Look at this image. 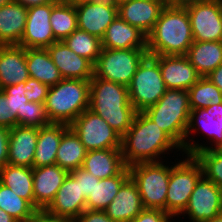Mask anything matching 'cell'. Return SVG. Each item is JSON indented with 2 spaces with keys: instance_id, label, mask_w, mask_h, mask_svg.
I'll list each match as a JSON object with an SVG mask.
<instances>
[{
  "instance_id": "cell-6",
  "label": "cell",
  "mask_w": 222,
  "mask_h": 222,
  "mask_svg": "<svg viewBox=\"0 0 222 222\" xmlns=\"http://www.w3.org/2000/svg\"><path fill=\"white\" fill-rule=\"evenodd\" d=\"M187 157V158H186ZM173 165L170 164L169 184L166 195V213L173 217H181L186 209L190 196L203 176L202 168L194 156H186Z\"/></svg>"
},
{
  "instance_id": "cell-45",
  "label": "cell",
  "mask_w": 222,
  "mask_h": 222,
  "mask_svg": "<svg viewBox=\"0 0 222 222\" xmlns=\"http://www.w3.org/2000/svg\"><path fill=\"white\" fill-rule=\"evenodd\" d=\"M9 129L0 126V169L8 161Z\"/></svg>"
},
{
  "instance_id": "cell-40",
  "label": "cell",
  "mask_w": 222,
  "mask_h": 222,
  "mask_svg": "<svg viewBox=\"0 0 222 222\" xmlns=\"http://www.w3.org/2000/svg\"><path fill=\"white\" fill-rule=\"evenodd\" d=\"M49 86L46 84H42L36 79L28 78L26 80V91H24V95L31 102H37L40 104H44L46 101V97L48 95Z\"/></svg>"
},
{
  "instance_id": "cell-7",
  "label": "cell",
  "mask_w": 222,
  "mask_h": 222,
  "mask_svg": "<svg viewBox=\"0 0 222 222\" xmlns=\"http://www.w3.org/2000/svg\"><path fill=\"white\" fill-rule=\"evenodd\" d=\"M170 163H137L129 166L130 177L136 183L144 208L166 212V195L170 176Z\"/></svg>"
},
{
  "instance_id": "cell-30",
  "label": "cell",
  "mask_w": 222,
  "mask_h": 222,
  "mask_svg": "<svg viewBox=\"0 0 222 222\" xmlns=\"http://www.w3.org/2000/svg\"><path fill=\"white\" fill-rule=\"evenodd\" d=\"M0 182L34 207L33 168L7 163L0 169Z\"/></svg>"
},
{
  "instance_id": "cell-34",
  "label": "cell",
  "mask_w": 222,
  "mask_h": 222,
  "mask_svg": "<svg viewBox=\"0 0 222 222\" xmlns=\"http://www.w3.org/2000/svg\"><path fill=\"white\" fill-rule=\"evenodd\" d=\"M63 42L77 55L86 58L93 65L97 62L102 50L100 38L77 28Z\"/></svg>"
},
{
  "instance_id": "cell-50",
  "label": "cell",
  "mask_w": 222,
  "mask_h": 222,
  "mask_svg": "<svg viewBox=\"0 0 222 222\" xmlns=\"http://www.w3.org/2000/svg\"><path fill=\"white\" fill-rule=\"evenodd\" d=\"M0 222H18L11 215L0 209Z\"/></svg>"
},
{
  "instance_id": "cell-13",
  "label": "cell",
  "mask_w": 222,
  "mask_h": 222,
  "mask_svg": "<svg viewBox=\"0 0 222 222\" xmlns=\"http://www.w3.org/2000/svg\"><path fill=\"white\" fill-rule=\"evenodd\" d=\"M220 213H222V189L202 176L181 216L187 215L190 222H204Z\"/></svg>"
},
{
  "instance_id": "cell-32",
  "label": "cell",
  "mask_w": 222,
  "mask_h": 222,
  "mask_svg": "<svg viewBox=\"0 0 222 222\" xmlns=\"http://www.w3.org/2000/svg\"><path fill=\"white\" fill-rule=\"evenodd\" d=\"M129 177L130 171L126 167L119 175L96 181L95 188L86 199V209L104 211Z\"/></svg>"
},
{
  "instance_id": "cell-21",
  "label": "cell",
  "mask_w": 222,
  "mask_h": 222,
  "mask_svg": "<svg viewBox=\"0 0 222 222\" xmlns=\"http://www.w3.org/2000/svg\"><path fill=\"white\" fill-rule=\"evenodd\" d=\"M39 128L16 125L9 129L8 164L33 168Z\"/></svg>"
},
{
  "instance_id": "cell-51",
  "label": "cell",
  "mask_w": 222,
  "mask_h": 222,
  "mask_svg": "<svg viewBox=\"0 0 222 222\" xmlns=\"http://www.w3.org/2000/svg\"><path fill=\"white\" fill-rule=\"evenodd\" d=\"M68 2H71L74 5L82 4V3H88V2H98L102 0H66Z\"/></svg>"
},
{
  "instance_id": "cell-36",
  "label": "cell",
  "mask_w": 222,
  "mask_h": 222,
  "mask_svg": "<svg viewBox=\"0 0 222 222\" xmlns=\"http://www.w3.org/2000/svg\"><path fill=\"white\" fill-rule=\"evenodd\" d=\"M0 209L11 215L18 222H26L38 212L27 200L16 195L1 182Z\"/></svg>"
},
{
  "instance_id": "cell-15",
  "label": "cell",
  "mask_w": 222,
  "mask_h": 222,
  "mask_svg": "<svg viewBox=\"0 0 222 222\" xmlns=\"http://www.w3.org/2000/svg\"><path fill=\"white\" fill-rule=\"evenodd\" d=\"M52 3L27 8V21L18 45L46 49L56 42L50 25Z\"/></svg>"
},
{
  "instance_id": "cell-52",
  "label": "cell",
  "mask_w": 222,
  "mask_h": 222,
  "mask_svg": "<svg viewBox=\"0 0 222 222\" xmlns=\"http://www.w3.org/2000/svg\"><path fill=\"white\" fill-rule=\"evenodd\" d=\"M204 222H222V213Z\"/></svg>"
},
{
  "instance_id": "cell-33",
  "label": "cell",
  "mask_w": 222,
  "mask_h": 222,
  "mask_svg": "<svg viewBox=\"0 0 222 222\" xmlns=\"http://www.w3.org/2000/svg\"><path fill=\"white\" fill-rule=\"evenodd\" d=\"M50 25L57 41H63L78 28L75 5L66 0H54Z\"/></svg>"
},
{
  "instance_id": "cell-29",
  "label": "cell",
  "mask_w": 222,
  "mask_h": 222,
  "mask_svg": "<svg viewBox=\"0 0 222 222\" xmlns=\"http://www.w3.org/2000/svg\"><path fill=\"white\" fill-rule=\"evenodd\" d=\"M26 65L30 78L49 87L56 85L63 79L47 49L26 48Z\"/></svg>"
},
{
  "instance_id": "cell-44",
  "label": "cell",
  "mask_w": 222,
  "mask_h": 222,
  "mask_svg": "<svg viewBox=\"0 0 222 222\" xmlns=\"http://www.w3.org/2000/svg\"><path fill=\"white\" fill-rule=\"evenodd\" d=\"M73 222H115V221L111 220L104 211L86 209Z\"/></svg>"
},
{
  "instance_id": "cell-5",
  "label": "cell",
  "mask_w": 222,
  "mask_h": 222,
  "mask_svg": "<svg viewBox=\"0 0 222 222\" xmlns=\"http://www.w3.org/2000/svg\"><path fill=\"white\" fill-rule=\"evenodd\" d=\"M190 112L188 90L179 89H167L156 104L143 111L181 148L184 145Z\"/></svg>"
},
{
  "instance_id": "cell-23",
  "label": "cell",
  "mask_w": 222,
  "mask_h": 222,
  "mask_svg": "<svg viewBox=\"0 0 222 222\" xmlns=\"http://www.w3.org/2000/svg\"><path fill=\"white\" fill-rule=\"evenodd\" d=\"M28 78L26 48L18 44L0 45V89Z\"/></svg>"
},
{
  "instance_id": "cell-18",
  "label": "cell",
  "mask_w": 222,
  "mask_h": 222,
  "mask_svg": "<svg viewBox=\"0 0 222 222\" xmlns=\"http://www.w3.org/2000/svg\"><path fill=\"white\" fill-rule=\"evenodd\" d=\"M63 79L90 80L94 65L73 52L63 41H56L46 48Z\"/></svg>"
},
{
  "instance_id": "cell-17",
  "label": "cell",
  "mask_w": 222,
  "mask_h": 222,
  "mask_svg": "<svg viewBox=\"0 0 222 222\" xmlns=\"http://www.w3.org/2000/svg\"><path fill=\"white\" fill-rule=\"evenodd\" d=\"M167 89L188 90L201 76L185 55H152Z\"/></svg>"
},
{
  "instance_id": "cell-43",
  "label": "cell",
  "mask_w": 222,
  "mask_h": 222,
  "mask_svg": "<svg viewBox=\"0 0 222 222\" xmlns=\"http://www.w3.org/2000/svg\"><path fill=\"white\" fill-rule=\"evenodd\" d=\"M9 99L2 89H0V126L11 129L17 125L16 119L9 112Z\"/></svg>"
},
{
  "instance_id": "cell-4",
  "label": "cell",
  "mask_w": 222,
  "mask_h": 222,
  "mask_svg": "<svg viewBox=\"0 0 222 222\" xmlns=\"http://www.w3.org/2000/svg\"><path fill=\"white\" fill-rule=\"evenodd\" d=\"M90 104V80L62 79L51 86L44 103L51 123L70 125Z\"/></svg>"
},
{
  "instance_id": "cell-3",
  "label": "cell",
  "mask_w": 222,
  "mask_h": 222,
  "mask_svg": "<svg viewBox=\"0 0 222 222\" xmlns=\"http://www.w3.org/2000/svg\"><path fill=\"white\" fill-rule=\"evenodd\" d=\"M89 109L123 136L137 113L129 99L128 87L93 75L90 79Z\"/></svg>"
},
{
  "instance_id": "cell-54",
  "label": "cell",
  "mask_w": 222,
  "mask_h": 222,
  "mask_svg": "<svg viewBox=\"0 0 222 222\" xmlns=\"http://www.w3.org/2000/svg\"><path fill=\"white\" fill-rule=\"evenodd\" d=\"M112 2H114L115 4H119L120 2L126 1V0H111Z\"/></svg>"
},
{
  "instance_id": "cell-22",
  "label": "cell",
  "mask_w": 222,
  "mask_h": 222,
  "mask_svg": "<svg viewBox=\"0 0 222 222\" xmlns=\"http://www.w3.org/2000/svg\"><path fill=\"white\" fill-rule=\"evenodd\" d=\"M144 209L136 183L129 177L104 212L115 222H130Z\"/></svg>"
},
{
  "instance_id": "cell-25",
  "label": "cell",
  "mask_w": 222,
  "mask_h": 222,
  "mask_svg": "<svg viewBox=\"0 0 222 222\" xmlns=\"http://www.w3.org/2000/svg\"><path fill=\"white\" fill-rule=\"evenodd\" d=\"M127 166L121 148L87 151L82 168L99 179L119 175Z\"/></svg>"
},
{
  "instance_id": "cell-41",
  "label": "cell",
  "mask_w": 222,
  "mask_h": 222,
  "mask_svg": "<svg viewBox=\"0 0 222 222\" xmlns=\"http://www.w3.org/2000/svg\"><path fill=\"white\" fill-rule=\"evenodd\" d=\"M69 174L76 181H80L81 193L84 194L86 199L95 188L96 181H100L99 178L90 174L87 170L83 169L82 167L78 168L77 170L69 172Z\"/></svg>"
},
{
  "instance_id": "cell-10",
  "label": "cell",
  "mask_w": 222,
  "mask_h": 222,
  "mask_svg": "<svg viewBox=\"0 0 222 222\" xmlns=\"http://www.w3.org/2000/svg\"><path fill=\"white\" fill-rule=\"evenodd\" d=\"M147 54V48H102L94 65V75L128 87L138 65Z\"/></svg>"
},
{
  "instance_id": "cell-2",
  "label": "cell",
  "mask_w": 222,
  "mask_h": 222,
  "mask_svg": "<svg viewBox=\"0 0 222 222\" xmlns=\"http://www.w3.org/2000/svg\"><path fill=\"white\" fill-rule=\"evenodd\" d=\"M194 39L186 7H164L147 35L149 55H186Z\"/></svg>"
},
{
  "instance_id": "cell-24",
  "label": "cell",
  "mask_w": 222,
  "mask_h": 222,
  "mask_svg": "<svg viewBox=\"0 0 222 222\" xmlns=\"http://www.w3.org/2000/svg\"><path fill=\"white\" fill-rule=\"evenodd\" d=\"M101 41L102 48L107 49L147 48V36L119 16L107 27Z\"/></svg>"
},
{
  "instance_id": "cell-38",
  "label": "cell",
  "mask_w": 222,
  "mask_h": 222,
  "mask_svg": "<svg viewBox=\"0 0 222 222\" xmlns=\"http://www.w3.org/2000/svg\"><path fill=\"white\" fill-rule=\"evenodd\" d=\"M51 124L44 104L27 102L23 114H17V125L41 128Z\"/></svg>"
},
{
  "instance_id": "cell-48",
  "label": "cell",
  "mask_w": 222,
  "mask_h": 222,
  "mask_svg": "<svg viewBox=\"0 0 222 222\" xmlns=\"http://www.w3.org/2000/svg\"><path fill=\"white\" fill-rule=\"evenodd\" d=\"M53 1L54 0H13V2L22 4L26 8L52 3Z\"/></svg>"
},
{
  "instance_id": "cell-9",
  "label": "cell",
  "mask_w": 222,
  "mask_h": 222,
  "mask_svg": "<svg viewBox=\"0 0 222 222\" xmlns=\"http://www.w3.org/2000/svg\"><path fill=\"white\" fill-rule=\"evenodd\" d=\"M205 133L209 144L199 143L191 135ZM193 133V134H192ZM214 144V145H213ZM222 146V103L213 104L201 109H191L189 124L185 134L184 145L181 148L183 155L193 156L199 151L219 149Z\"/></svg>"
},
{
  "instance_id": "cell-26",
  "label": "cell",
  "mask_w": 222,
  "mask_h": 222,
  "mask_svg": "<svg viewBox=\"0 0 222 222\" xmlns=\"http://www.w3.org/2000/svg\"><path fill=\"white\" fill-rule=\"evenodd\" d=\"M70 126L62 123H51L39 128L33 167L56 164L57 150L63 133Z\"/></svg>"
},
{
  "instance_id": "cell-47",
  "label": "cell",
  "mask_w": 222,
  "mask_h": 222,
  "mask_svg": "<svg viewBox=\"0 0 222 222\" xmlns=\"http://www.w3.org/2000/svg\"><path fill=\"white\" fill-rule=\"evenodd\" d=\"M206 77L222 92V63Z\"/></svg>"
},
{
  "instance_id": "cell-39",
  "label": "cell",
  "mask_w": 222,
  "mask_h": 222,
  "mask_svg": "<svg viewBox=\"0 0 222 222\" xmlns=\"http://www.w3.org/2000/svg\"><path fill=\"white\" fill-rule=\"evenodd\" d=\"M6 97L9 99V112L17 121V114H23L25 103L29 102L24 91H26V81L16 85H10L2 88Z\"/></svg>"
},
{
  "instance_id": "cell-16",
  "label": "cell",
  "mask_w": 222,
  "mask_h": 222,
  "mask_svg": "<svg viewBox=\"0 0 222 222\" xmlns=\"http://www.w3.org/2000/svg\"><path fill=\"white\" fill-rule=\"evenodd\" d=\"M75 8L78 28L100 39L118 16L117 4L111 0L77 4Z\"/></svg>"
},
{
  "instance_id": "cell-27",
  "label": "cell",
  "mask_w": 222,
  "mask_h": 222,
  "mask_svg": "<svg viewBox=\"0 0 222 222\" xmlns=\"http://www.w3.org/2000/svg\"><path fill=\"white\" fill-rule=\"evenodd\" d=\"M27 21V8L12 2L0 7V45L19 44Z\"/></svg>"
},
{
  "instance_id": "cell-31",
  "label": "cell",
  "mask_w": 222,
  "mask_h": 222,
  "mask_svg": "<svg viewBox=\"0 0 222 222\" xmlns=\"http://www.w3.org/2000/svg\"><path fill=\"white\" fill-rule=\"evenodd\" d=\"M87 150L77 134L69 127L62 135L57 150L56 164L68 172L82 167Z\"/></svg>"
},
{
  "instance_id": "cell-55",
  "label": "cell",
  "mask_w": 222,
  "mask_h": 222,
  "mask_svg": "<svg viewBox=\"0 0 222 222\" xmlns=\"http://www.w3.org/2000/svg\"><path fill=\"white\" fill-rule=\"evenodd\" d=\"M218 150L222 153V146Z\"/></svg>"
},
{
  "instance_id": "cell-46",
  "label": "cell",
  "mask_w": 222,
  "mask_h": 222,
  "mask_svg": "<svg viewBox=\"0 0 222 222\" xmlns=\"http://www.w3.org/2000/svg\"><path fill=\"white\" fill-rule=\"evenodd\" d=\"M26 222H70V221L51 217L45 214L43 211H41L37 212L33 217L28 219Z\"/></svg>"
},
{
  "instance_id": "cell-8",
  "label": "cell",
  "mask_w": 222,
  "mask_h": 222,
  "mask_svg": "<svg viewBox=\"0 0 222 222\" xmlns=\"http://www.w3.org/2000/svg\"><path fill=\"white\" fill-rule=\"evenodd\" d=\"M166 90L158 61L147 54L128 86L130 103L137 112H143L156 104Z\"/></svg>"
},
{
  "instance_id": "cell-19",
  "label": "cell",
  "mask_w": 222,
  "mask_h": 222,
  "mask_svg": "<svg viewBox=\"0 0 222 222\" xmlns=\"http://www.w3.org/2000/svg\"><path fill=\"white\" fill-rule=\"evenodd\" d=\"M68 174L57 164L33 167L34 208L38 212L51 203Z\"/></svg>"
},
{
  "instance_id": "cell-42",
  "label": "cell",
  "mask_w": 222,
  "mask_h": 222,
  "mask_svg": "<svg viewBox=\"0 0 222 222\" xmlns=\"http://www.w3.org/2000/svg\"><path fill=\"white\" fill-rule=\"evenodd\" d=\"M173 219L164 210L144 208L132 221L130 222H172Z\"/></svg>"
},
{
  "instance_id": "cell-20",
  "label": "cell",
  "mask_w": 222,
  "mask_h": 222,
  "mask_svg": "<svg viewBox=\"0 0 222 222\" xmlns=\"http://www.w3.org/2000/svg\"><path fill=\"white\" fill-rule=\"evenodd\" d=\"M165 6L160 0H126L117 4L118 16L146 36Z\"/></svg>"
},
{
  "instance_id": "cell-53",
  "label": "cell",
  "mask_w": 222,
  "mask_h": 222,
  "mask_svg": "<svg viewBox=\"0 0 222 222\" xmlns=\"http://www.w3.org/2000/svg\"><path fill=\"white\" fill-rule=\"evenodd\" d=\"M13 0H0V7L9 3H12Z\"/></svg>"
},
{
  "instance_id": "cell-28",
  "label": "cell",
  "mask_w": 222,
  "mask_h": 222,
  "mask_svg": "<svg viewBox=\"0 0 222 222\" xmlns=\"http://www.w3.org/2000/svg\"><path fill=\"white\" fill-rule=\"evenodd\" d=\"M185 56L206 77L222 63V41H194Z\"/></svg>"
},
{
  "instance_id": "cell-37",
  "label": "cell",
  "mask_w": 222,
  "mask_h": 222,
  "mask_svg": "<svg viewBox=\"0 0 222 222\" xmlns=\"http://www.w3.org/2000/svg\"><path fill=\"white\" fill-rule=\"evenodd\" d=\"M193 156L201 165L203 176L222 189V153L211 149L199 151Z\"/></svg>"
},
{
  "instance_id": "cell-35",
  "label": "cell",
  "mask_w": 222,
  "mask_h": 222,
  "mask_svg": "<svg viewBox=\"0 0 222 222\" xmlns=\"http://www.w3.org/2000/svg\"><path fill=\"white\" fill-rule=\"evenodd\" d=\"M191 109H201L222 103V92L207 77H201L188 89Z\"/></svg>"
},
{
  "instance_id": "cell-11",
  "label": "cell",
  "mask_w": 222,
  "mask_h": 222,
  "mask_svg": "<svg viewBox=\"0 0 222 222\" xmlns=\"http://www.w3.org/2000/svg\"><path fill=\"white\" fill-rule=\"evenodd\" d=\"M69 126L80 138L87 151L122 147V136L89 108Z\"/></svg>"
},
{
  "instance_id": "cell-14",
  "label": "cell",
  "mask_w": 222,
  "mask_h": 222,
  "mask_svg": "<svg viewBox=\"0 0 222 222\" xmlns=\"http://www.w3.org/2000/svg\"><path fill=\"white\" fill-rule=\"evenodd\" d=\"M85 210L86 198L81 193L80 181L68 174L56 196L43 212L51 217L73 222Z\"/></svg>"
},
{
  "instance_id": "cell-49",
  "label": "cell",
  "mask_w": 222,
  "mask_h": 222,
  "mask_svg": "<svg viewBox=\"0 0 222 222\" xmlns=\"http://www.w3.org/2000/svg\"><path fill=\"white\" fill-rule=\"evenodd\" d=\"M165 7H185L197 0H160Z\"/></svg>"
},
{
  "instance_id": "cell-1",
  "label": "cell",
  "mask_w": 222,
  "mask_h": 222,
  "mask_svg": "<svg viewBox=\"0 0 222 222\" xmlns=\"http://www.w3.org/2000/svg\"><path fill=\"white\" fill-rule=\"evenodd\" d=\"M181 147L143 112H137L129 130L122 136V156L127 167L137 163L161 162V155Z\"/></svg>"
},
{
  "instance_id": "cell-12",
  "label": "cell",
  "mask_w": 222,
  "mask_h": 222,
  "mask_svg": "<svg viewBox=\"0 0 222 222\" xmlns=\"http://www.w3.org/2000/svg\"><path fill=\"white\" fill-rule=\"evenodd\" d=\"M185 7L194 41H222V0H197Z\"/></svg>"
}]
</instances>
